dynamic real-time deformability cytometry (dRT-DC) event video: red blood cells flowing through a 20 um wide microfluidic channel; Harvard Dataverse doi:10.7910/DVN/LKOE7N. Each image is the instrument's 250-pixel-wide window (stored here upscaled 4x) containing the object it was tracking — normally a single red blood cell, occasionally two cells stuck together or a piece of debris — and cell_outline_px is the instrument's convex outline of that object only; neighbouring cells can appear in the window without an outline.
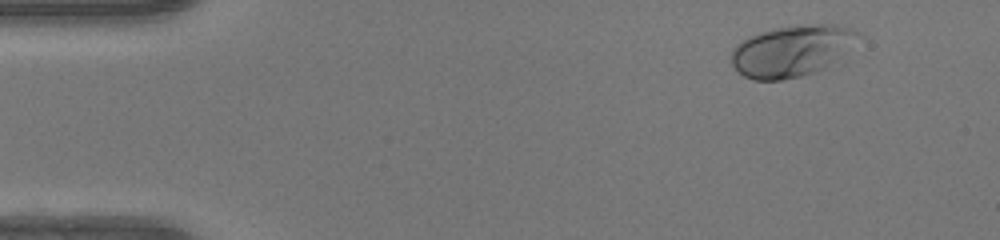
{"species": "human", "species_latin": "Homo sapiens", "temperature_condition": "warm", "stored_images_in_passage": 45, "camera_frame_rate_fps": 3000, "um_per_image_px": 0.085, "donor": {"sex": "female"}, "frame": {"image": 1, "passage_image": 1, "time_ms": 0.0, "image_size_px": [1000, 240], "cell_outline_px": [[864, 36], [844, 64], [816, 72], [800, 76], [780, 80], [752, 80], [744, 76], [732, 64], [732, 48], [740, 40], [760, 32], [776, 28], [820, 24], [836, 24], [860, 32]], "centroid_in_image_um": [67.51, 4.34], "position_along_channel_um": 17.5, "area_um2": 39.48}}
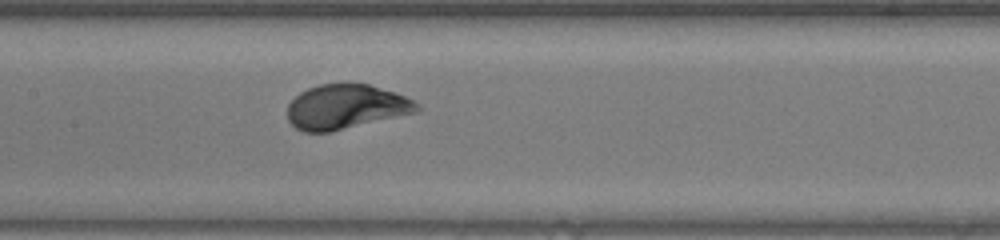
{"frame": {"image": 2, "passage_image": 20, "time_ms": 6.333, "image_size_px": [1000, 240], "cell_outline_px": [[424, 108], [416, 112], [328, 132], [304, 132], [296, 128], [288, 120], [288, 104], [300, 92], [308, 88], [320, 84], [348, 80], [368, 84], [396, 92], [420, 104]], "centroid_in_image_um": [29.4, 9.03], "position_along_channel_um": 178.0, "area_um2": 34.04}}
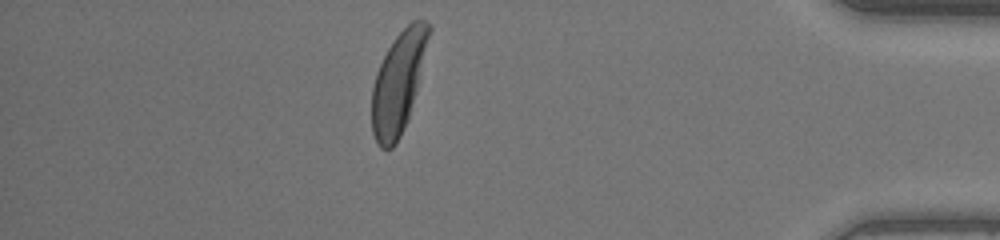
{"frame": {"image": 3, "passage_image": 39, "time_ms": 12.667, "image_size_px": [1000, 240], "cell_outline_px": [[432, 28], [408, 120], [396, 144], [392, 148], [380, 148], [376, 144], [372, 132], [372, 88], [376, 72], [388, 48], [396, 36], [412, 20], [424, 20], [432, 24]], "centroid_in_image_um": [33.85, 7.02], "position_along_channel_um": 401.3, "area_um2": 33.35}, "authors_computed_cell_mechanics": {"area_um2": 33.6974, "velocity_mm_per_s": 4.2003, "shape_relaxation_time_tau1_ms": 2.2428, "shape_relaxation_time_tau2_ms": null, "deformation_change_tau1": 0.1438, "deformation_change_tau2": null}}